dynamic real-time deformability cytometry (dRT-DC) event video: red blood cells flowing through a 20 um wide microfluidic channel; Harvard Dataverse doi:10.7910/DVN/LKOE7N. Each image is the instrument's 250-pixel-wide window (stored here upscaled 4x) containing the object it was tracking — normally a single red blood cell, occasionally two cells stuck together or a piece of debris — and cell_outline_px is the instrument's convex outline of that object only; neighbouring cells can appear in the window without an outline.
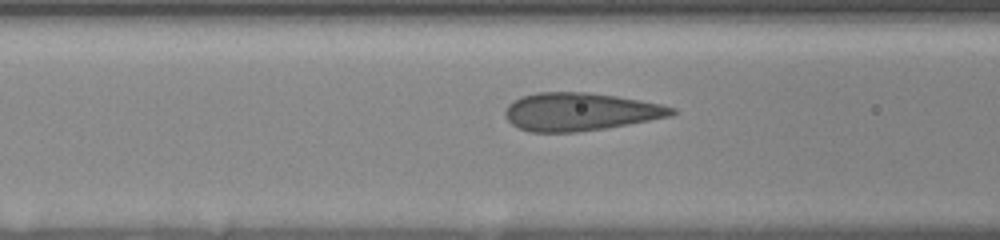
{"species": "human", "species_latin": "Homo sapiens", "temperature_condition": "room temperature", "stored_images_in_passage": 8, "camera_frame_rate_fps": 3000, "um_per_image_px": 0.085, "donor": {"sex": "female"}, "frame": {"image": 1, "passage_image": 6, "time_ms": 1.333, "image_size_px": [1000, 240], "cell_outline_px": [[676, 112], [672, 116], [628, 124], [604, 128], [576, 132], [532, 132], [520, 128], [512, 124], [504, 116], [504, 112], [508, 104], [520, 96], [536, 92], [588, 92], [616, 96], [640, 100], [660, 104], [676, 108]], "centroid_in_image_um": [49.29, 9.49], "position_along_channel_um": 117.3, "area_um2": 36.82}}